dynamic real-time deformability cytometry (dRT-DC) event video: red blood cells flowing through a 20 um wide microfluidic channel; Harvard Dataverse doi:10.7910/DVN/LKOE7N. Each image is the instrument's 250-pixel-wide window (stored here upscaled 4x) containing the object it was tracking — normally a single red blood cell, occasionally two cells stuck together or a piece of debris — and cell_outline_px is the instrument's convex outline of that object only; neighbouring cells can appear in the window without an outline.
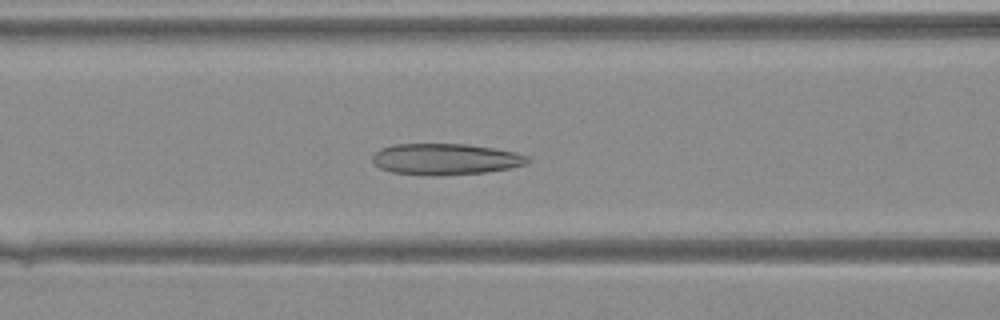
{"species": "Egyptian fruit bat (a non-hibernating species)", "species_latin": "Rousettus aegyptiacus", "temperature_condition": "warm", "stored_images_in_passage": 31, "camera_frame_rate_fps": 3000, "um_per_image_px": 0.085, "animal": {"sex": "female"}, "frame": {"image": 1, "passage_image": 10, "time_ms": 3.0, "image_size_px": [1000, 320], "cell_outline_px": [[532, 160], [524, 164], [508, 168], [484, 172], [440, 176], [432, 176], [392, 172], [380, 168], [372, 160], [372, 156], [380, 148], [392, 144], [468, 144], [516, 152], [528, 156]], "centroid_in_image_um": [37.84, 13.52], "position_along_channel_um": 128.8, "area_um2": 28.26}}
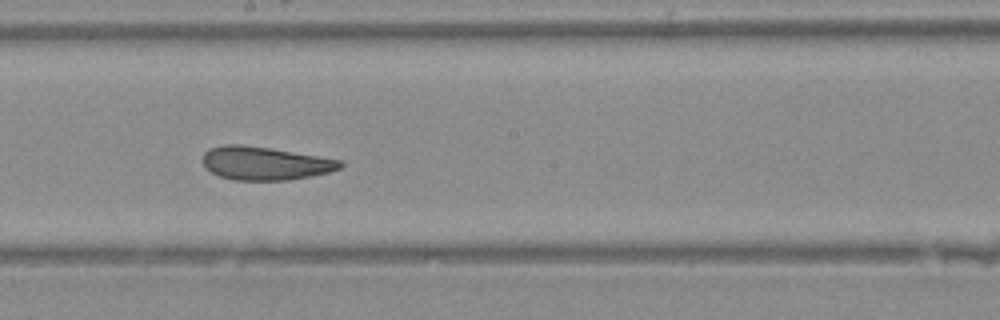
{"frame": {"image": 2, "passage_image": 16, "time_ms": 5.0, "image_size_px": [1000, 320], "cell_outline_px": [[344, 164], [340, 168], [328, 172], [312, 176], [288, 180], [232, 180], [220, 176], [204, 168], [204, 152], [208, 148], [224, 144], [240, 144], [268, 148], [344, 160]], "centroid_in_image_um": [22.52, 13.88], "position_along_channel_um": 225.7, "area_um2": 26.7}}
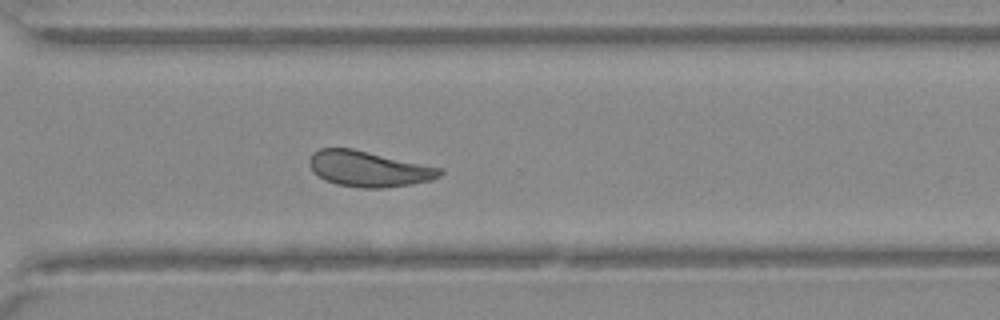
{"frame": {"image": 3, "passage_image": 23, "time_ms": 7.333, "image_size_px": [1000, 320], "cell_outline_px": [[444, 172], [440, 176], [432, 180], [412, 184], [384, 188], [360, 188], [336, 184], [324, 180], [312, 172], [308, 164], [308, 160], [312, 152], [320, 148], [352, 148], [440, 168]], "centroid_in_image_um": [31.28, 14.36], "position_along_channel_um": 339.3, "area_um2": 27.22}}